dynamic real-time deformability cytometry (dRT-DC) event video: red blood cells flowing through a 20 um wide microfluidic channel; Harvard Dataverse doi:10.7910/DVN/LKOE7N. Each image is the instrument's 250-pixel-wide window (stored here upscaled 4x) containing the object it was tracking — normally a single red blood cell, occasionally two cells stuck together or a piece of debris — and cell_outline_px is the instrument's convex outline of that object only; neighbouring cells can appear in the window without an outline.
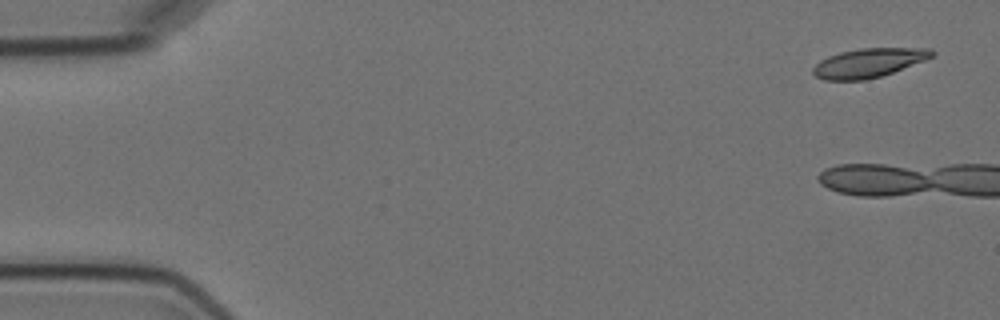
{"species": "Egyptian fruit bat (a non-hibernating species)", "species_latin": "Rousettus aegyptiacus", "temperature_condition": "cold", "stored_images_in_passage": 3, "camera_frame_rate_fps": 3000, "um_per_image_px": 0.085, "animal": {"sex": "female"}, "frame": {"image": 1, "passage_image": 1, "time_ms": 0.0, "image_size_px": [1000, 320], "cell_outline_px": [[936, 52], [932, 56], [924, 60], [892, 72], [880, 76], [864, 80], [824, 80], [816, 76], [812, 72], [812, 68], [820, 60], [828, 56], [840, 52], [860, 48], [932, 48]], "centroid_in_image_um": [73.81, 5.33], "position_along_channel_um": 11.2, "area_um2": 20.0}}